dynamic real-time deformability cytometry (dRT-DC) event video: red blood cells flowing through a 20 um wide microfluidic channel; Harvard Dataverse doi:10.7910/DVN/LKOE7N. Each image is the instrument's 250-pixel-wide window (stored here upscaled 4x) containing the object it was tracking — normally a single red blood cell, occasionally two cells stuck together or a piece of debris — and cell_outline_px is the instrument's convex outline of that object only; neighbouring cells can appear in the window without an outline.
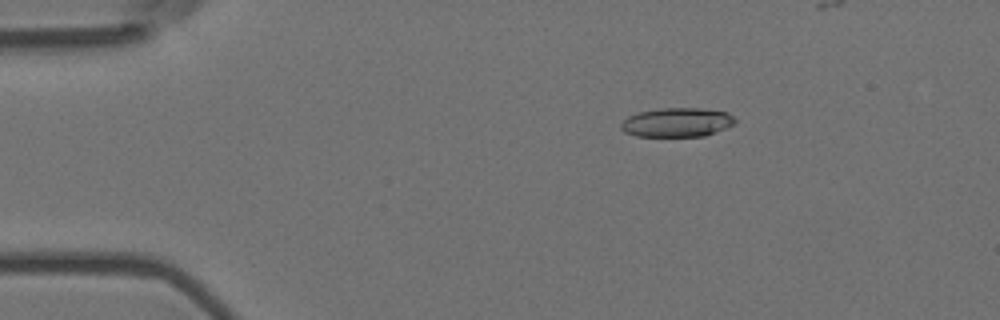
{"species": "Egyptian fruit bat (a non-hibernating species)", "species_latin": "Rousettus aegyptiacus", "temperature_condition": "room temperature", "stored_images_in_passage": 51, "camera_frame_rate_fps": 3000, "um_per_image_px": 0.085, "animal": {"sex": "female"}, "frame": {"image": 1, "passage_image": 10, "time_ms": 3.0, "image_size_px": [1000, 320], "cell_outline_px": [[736, 124], [704, 136], [636, 136], [624, 132], [620, 128], [620, 124], [628, 116], [636, 112], [660, 108], [700, 108], [728, 112], [736, 120]], "centroid_in_image_um": [57.53, 10.39], "position_along_channel_um": 27.5, "area_um2": 19.48}}
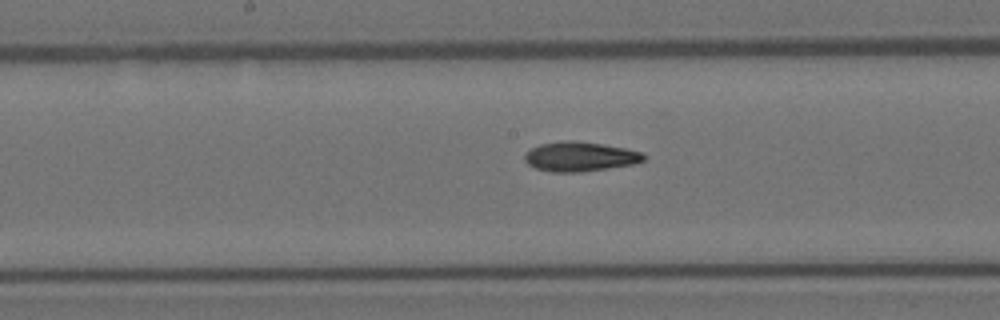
{"frame": {"image": 2, "passage_image": 29, "time_ms": 9.333, "image_size_px": [1000, 320], "cell_outline_px": [[644, 160], [632, 164], [608, 168], [580, 172], [552, 172], [536, 168], [528, 164], [524, 160], [524, 156], [532, 148], [540, 144], [564, 140], [572, 140], [600, 144], [624, 148], [644, 152]], "centroid_in_image_um": [49.28, 13.31], "position_along_channel_um": 198.9, "area_um2": 20.29}}
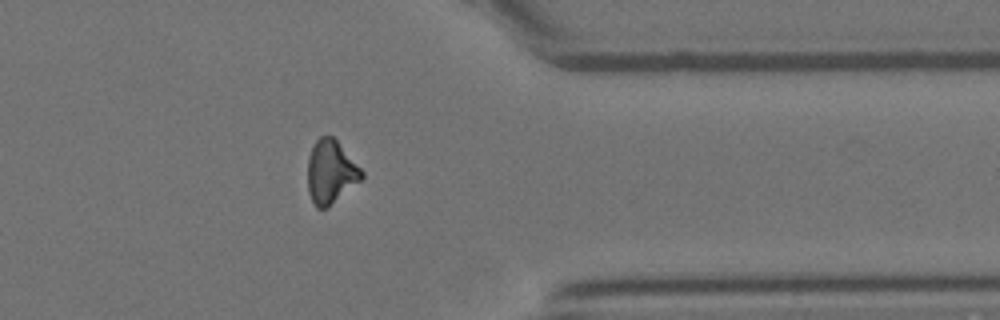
{"frame": {"image": 3, "passage_image": 45, "time_ms": 14.667, "image_size_px": [1000, 320], "cell_outline_px": [[364, 176], [360, 180], [328, 208], [316, 208], [308, 192], [308, 156], [316, 140], [320, 136], [332, 136], [336, 140], [364, 172]], "centroid_in_image_um": [28.1, 14.63], "position_along_channel_um": 383.3, "area_um2": 19.71}, "authors_computed_cell_mechanics": {"area_um2": 19.8832, "velocity_mm_per_s": 3.6735, "shape_relaxation_time_tau1_ms": null, "shape_relaxation_time_tau2_ms": 4.7997, "deformation_change_tau1": null, "deformation_change_tau2": 0.1334}}